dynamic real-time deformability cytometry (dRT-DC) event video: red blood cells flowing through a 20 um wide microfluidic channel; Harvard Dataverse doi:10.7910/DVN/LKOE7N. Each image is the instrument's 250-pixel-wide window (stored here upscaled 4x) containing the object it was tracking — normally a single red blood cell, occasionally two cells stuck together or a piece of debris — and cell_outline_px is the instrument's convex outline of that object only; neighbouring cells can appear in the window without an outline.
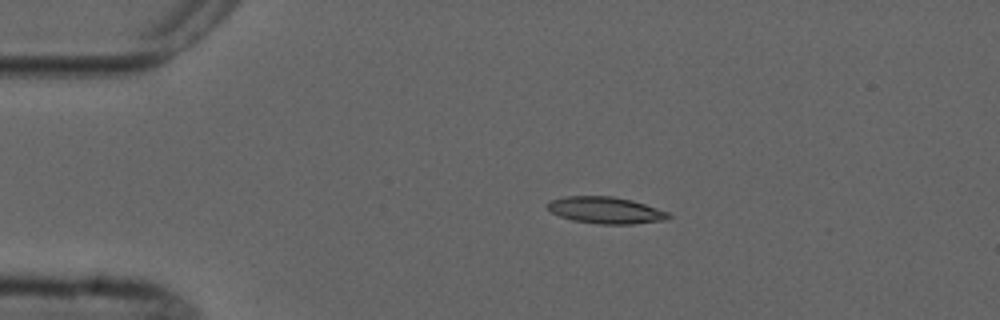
{"species": "common noctule bat (a hibernating species)", "species_latin": "Nyctalus noctula", "temperature_condition": "cold", "stored_images_in_passage": 5, "camera_frame_rate_fps": 3000, "um_per_image_px": 0.085, "animal": {"sex": "male", "forearm_length_mm": 52.5}, "frame": {"image": 1, "passage_image": 2, "time_ms": 1.0, "image_size_px": [1000, 320], "cell_outline_px": [[672, 216], [668, 220], [632, 224], [596, 224], [572, 220], [560, 216], [552, 212], [544, 204], [548, 200], [564, 196], [612, 196], [632, 200], [668, 212]], "centroid_in_image_um": [51.46, 17.87], "position_along_channel_um": 33.5, "area_um2": 19.02}}
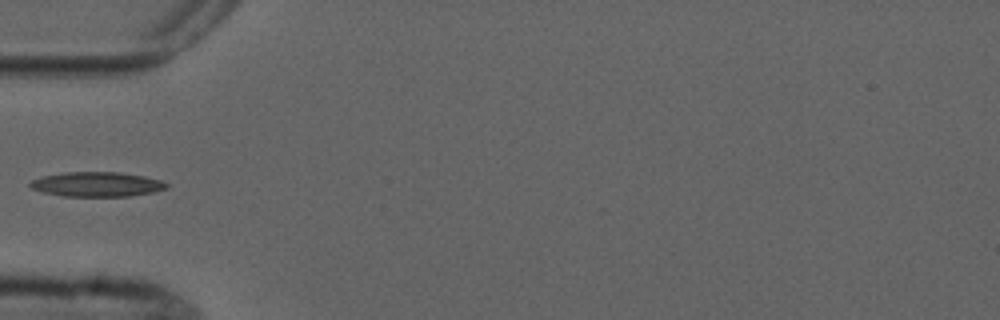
{"frame": {"image": 2, "passage_image": 4, "time_ms": 3.333, "image_size_px": [1000, 320], "cell_outline_px": [[168, 188], [152, 192], [128, 196], [64, 196], [44, 192], [32, 188], [28, 184], [32, 180], [40, 176], [64, 172], [120, 172], [144, 176], [160, 180], [168, 184]], "centroid_in_image_um": [8.22, 15.65], "position_along_channel_um": 76.8, "area_um2": 19.54}}
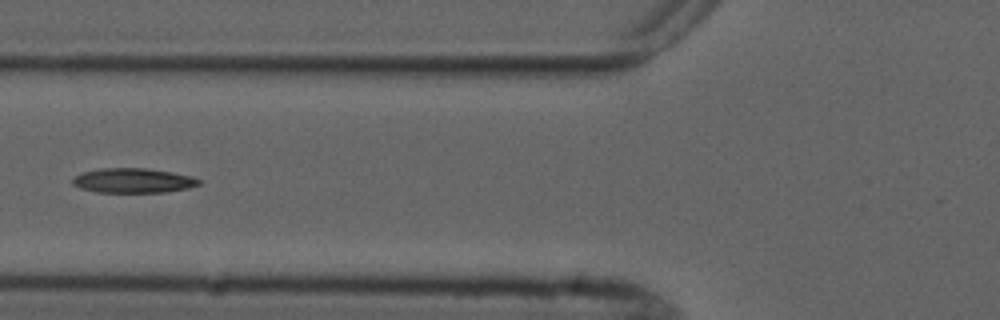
{"frame": {"image": 3, "passage_image": 5, "time_ms": 4.333, "image_size_px": [1000, 320], "cell_outline_px": [[200, 184], [188, 188], [164, 192], [96, 192], [80, 188], [72, 184], [72, 180], [76, 176], [84, 172], [100, 168], [144, 168], [172, 172], [192, 176], [200, 180]], "centroid_in_image_um": [11.32, 15.35], "position_along_channel_um": 114.5, "area_um2": 18.03}}